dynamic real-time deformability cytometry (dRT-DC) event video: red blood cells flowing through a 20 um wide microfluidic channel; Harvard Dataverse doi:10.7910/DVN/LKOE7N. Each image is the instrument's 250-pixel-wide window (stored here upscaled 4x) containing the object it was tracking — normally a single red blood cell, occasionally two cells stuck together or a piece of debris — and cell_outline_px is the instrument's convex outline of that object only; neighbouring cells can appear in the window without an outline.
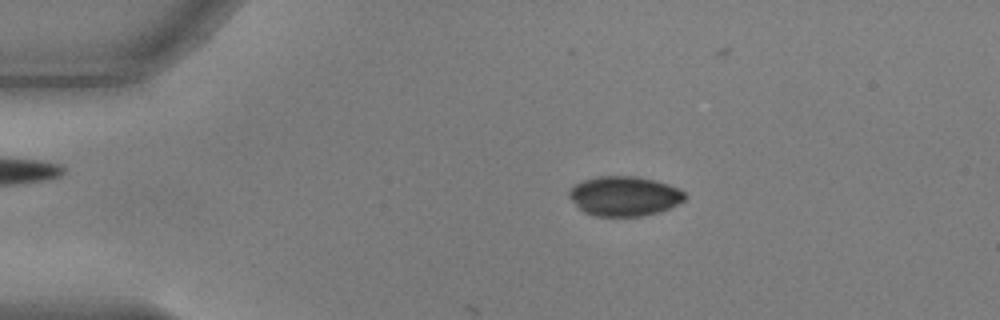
{"species": "common noctule bat (a hibernating species)", "species_latin": "Nyctalus noctula", "temperature_condition": "warm", "stored_images_in_passage": 13, "camera_frame_rate_fps": 3000, "um_per_image_px": 0.085, "animal": {"sex": "male", "body_mass_g": 17.9, "forearm_length_mm": 54.2}, "frame": {"image": 1, "passage_image": 10, "time_ms": 3.0, "image_size_px": [1000, 320], "cell_outline_px": [[688, 196], [684, 200], [668, 208], [656, 212], [640, 216], [596, 216], [584, 212], [568, 196], [568, 192], [572, 184], [584, 180], [600, 176], [636, 176], [656, 180], [668, 184], [684, 192]], "centroid_in_image_um": [53.04, 16.65], "position_along_channel_um": 32.0, "area_um2": 26.65}}